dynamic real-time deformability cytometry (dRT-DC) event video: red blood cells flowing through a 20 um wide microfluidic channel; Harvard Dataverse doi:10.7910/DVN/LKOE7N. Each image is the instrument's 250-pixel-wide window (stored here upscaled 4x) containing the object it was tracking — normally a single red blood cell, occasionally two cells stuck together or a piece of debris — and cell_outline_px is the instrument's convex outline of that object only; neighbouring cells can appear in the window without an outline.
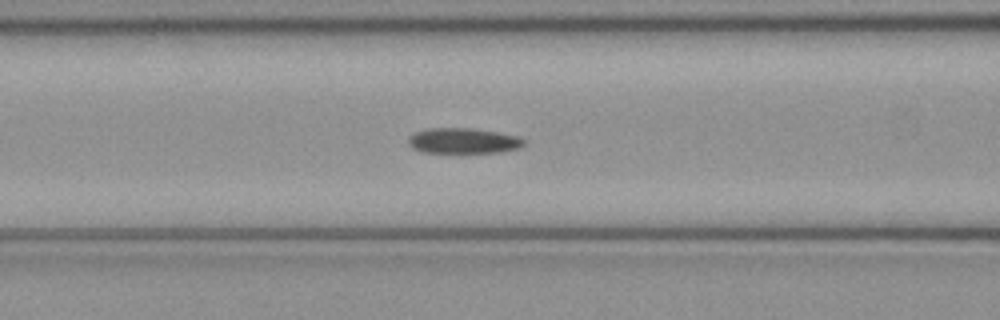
{"species": "common noctule bat (a hibernating species)", "species_latin": "Nyctalus noctula", "temperature_condition": "cold", "stored_images_in_passage": 51, "segment_of_instrument_passage": [1, 2], "camera_frame_rate_fps": 3000, "um_per_image_px": 0.085, "animal": {"sex": "female", "body_mass_g": 21.9}, "frame": {"image": 1, "passage_image": 20, "time_ms": 6.333, "image_size_px": [1000, 320], "cell_outline_px": [[524, 144], [520, 148], [500, 152], [420, 152], [412, 148], [408, 144], [408, 136], [416, 132], [428, 128], [472, 128], [500, 132], [516, 136], [524, 140]], "centroid_in_image_um": [39.35, 11.96], "position_along_channel_um": 127.2, "area_um2": 17.17}}
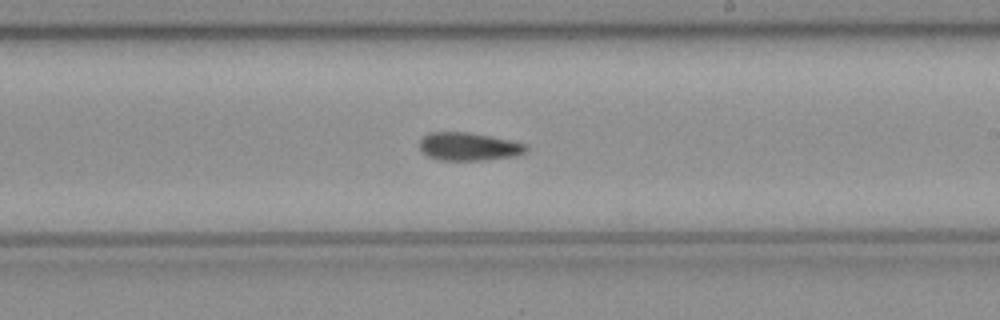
{"frame": {"image": 2, "passage_image": 29, "time_ms": 9.333, "image_size_px": [1000, 320], "cell_outline_px": [[528, 148], [524, 152], [516, 156], [484, 160], [440, 160], [428, 156], [420, 148], [420, 140], [428, 132], [468, 132], [508, 140], [524, 144]], "centroid_in_image_um": [39.81, 12.46], "position_along_channel_um": 249.2, "area_um2": 17.17}}
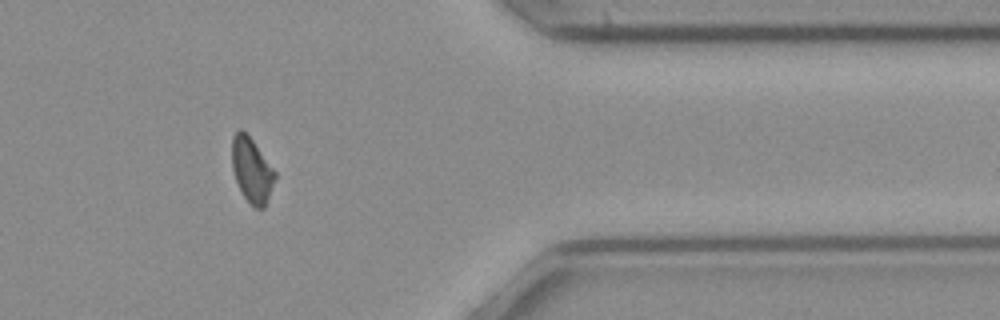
{"frame": {"image": 3, "passage_image": 41, "time_ms": 13.333, "image_size_px": [1000, 320], "cell_outline_px": [[276, 176], [264, 208], [252, 208], [244, 196], [236, 180], [232, 168], [232, 136], [240, 128], [252, 140], [276, 172]], "centroid_in_image_um": [21.39, 14.47], "position_along_channel_um": 390.0, "area_um2": 15.95}}